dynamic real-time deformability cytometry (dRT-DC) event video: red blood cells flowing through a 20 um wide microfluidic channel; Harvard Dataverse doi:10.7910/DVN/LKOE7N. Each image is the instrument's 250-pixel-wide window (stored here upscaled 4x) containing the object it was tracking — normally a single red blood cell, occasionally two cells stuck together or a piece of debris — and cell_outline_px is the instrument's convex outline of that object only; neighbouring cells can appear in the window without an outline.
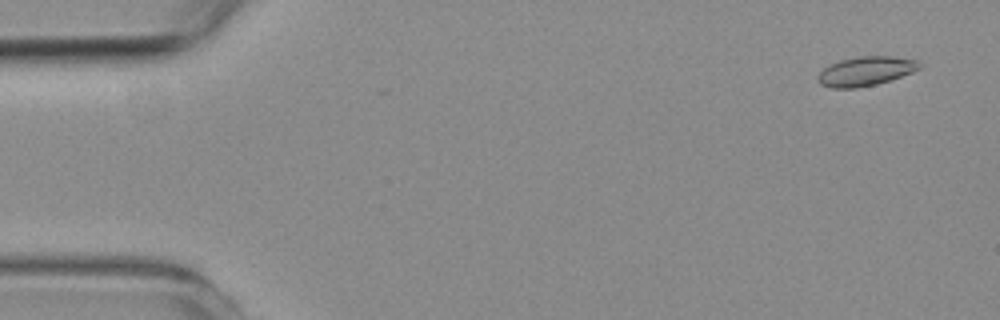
{"species": "common noctule bat (a hibernating species)", "species_latin": "Nyctalus noctula", "temperature_condition": "room temperature", "stored_images_in_passage": 57, "camera_frame_rate_fps": 3000, "um_per_image_px": 0.085, "animal": {"sex": "female", "body_mass_g": 19.3, "forearm_length_mm": 54.1}, "frame": {"image": 1, "passage_image": 3, "time_ms": 0.667, "image_size_px": [1000, 320], "cell_outline_px": [[924, 64], [920, 68], [912, 72], [876, 84], [856, 88], [832, 88], [820, 84], [816, 80], [816, 76], [828, 64], [840, 60], [860, 56], [892, 56], [916, 60]], "centroid_in_image_um": [73.55, 6.04], "position_along_channel_um": 11.4, "area_um2": 17.34}}
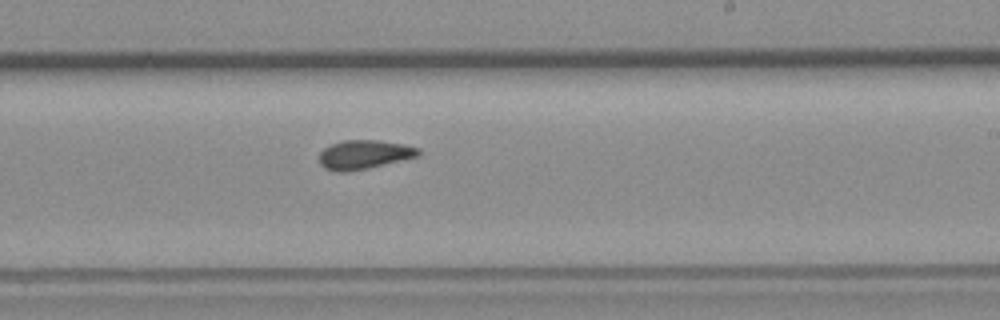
{"frame": {"image": 2, "passage_image": 34, "time_ms": 11.0, "image_size_px": [1000, 320], "cell_outline_px": [[420, 156], [368, 168], [348, 172], [336, 172], [324, 168], [320, 164], [320, 152], [324, 148], [332, 144], [344, 140], [380, 140], [404, 144], [420, 148]], "centroid_in_image_um": [30.97, 13.14], "position_along_channel_um": 258.0, "area_um2": 16.88}}
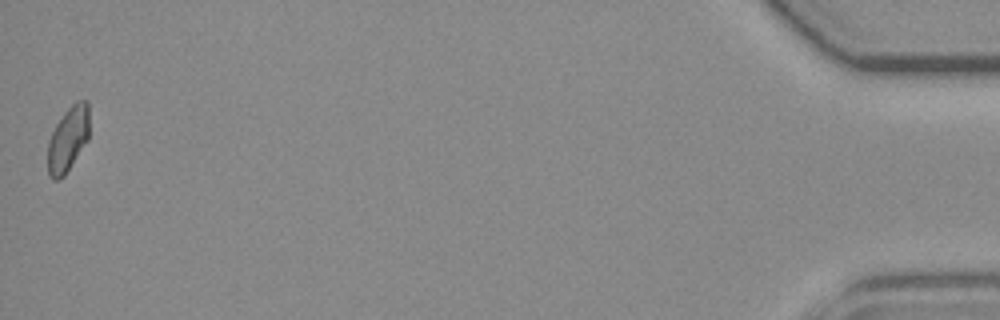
{"frame": {"image": 3, "passage_image": 57, "time_ms": 18.667, "image_size_px": [1000, 320], "cell_outline_px": [[88, 140], [64, 176], [60, 180], [52, 180], [48, 176], [48, 140], [56, 124], [64, 112], [76, 100], [88, 100]], "centroid_in_image_um": [5.77, 11.84], "position_along_channel_um": 429.4, "area_um2": 15.78}}